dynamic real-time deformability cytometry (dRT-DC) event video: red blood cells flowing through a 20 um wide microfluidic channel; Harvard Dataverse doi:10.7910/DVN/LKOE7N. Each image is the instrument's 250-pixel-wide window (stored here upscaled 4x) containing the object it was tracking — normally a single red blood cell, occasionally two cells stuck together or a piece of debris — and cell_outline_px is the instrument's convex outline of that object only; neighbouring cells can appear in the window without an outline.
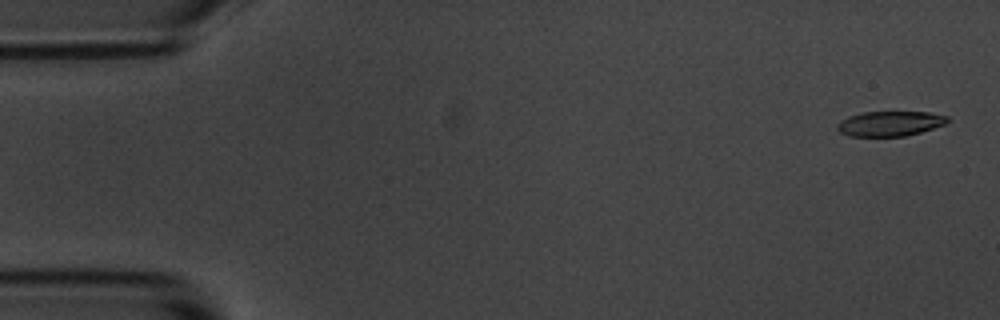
{"species": "common noctule bat (a hibernating species)", "species_latin": "Nyctalus noctula", "temperature_condition": "room temperature", "stored_images_in_passage": 55, "camera_frame_rate_fps": 3000, "um_per_image_px": 0.085, "animal": {"sex": "male", "body_mass_g": 20.1, "forearm_length_mm": 53.5}, "frame": {"image": 1, "passage_image": 2, "time_ms": 0.333, "image_size_px": [1000, 320], "cell_outline_px": [[948, 120], [944, 124], [920, 132], [904, 136], [848, 136], [840, 132], [836, 128], [836, 124], [840, 120], [848, 116], [864, 112], [928, 112], [948, 116]], "centroid_in_image_um": [75.59, 10.5], "position_along_channel_um": 9.4, "area_um2": 15.95}}
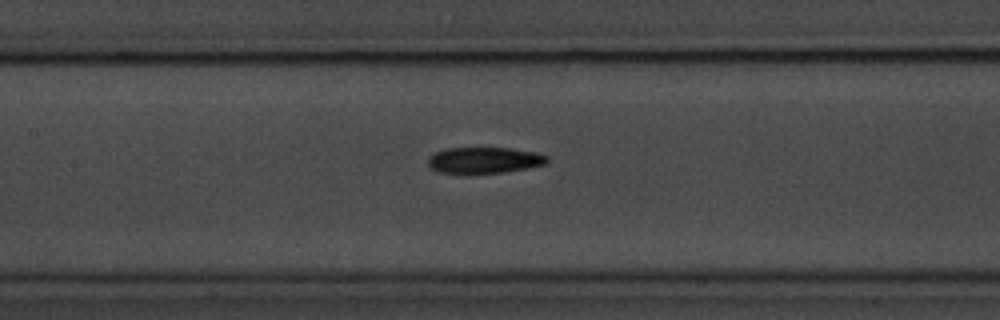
{"frame": {"image": 2, "passage_image": 25, "time_ms": 8.0, "image_size_px": [1000, 320], "cell_outline_px": [[548, 160], [544, 164], [524, 168], [500, 172], [468, 176], [436, 172], [428, 164], [428, 156], [444, 148], [512, 148], [536, 152], [548, 156]], "centroid_in_image_um": [41.07, 13.64], "position_along_channel_um": 166.3, "area_um2": 18.67}}
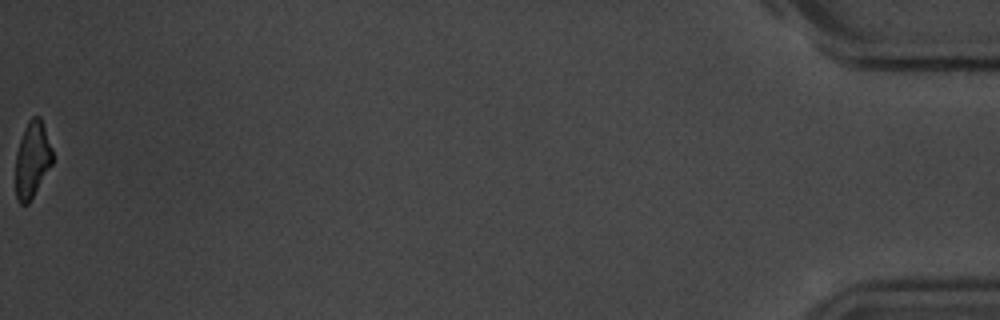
{"frame": {"image": 3, "passage_image": 55, "time_ms": 18.0, "image_size_px": [1000, 320], "cell_outline_px": [[52, 164], [28, 204], [20, 204], [16, 200], [16, 152], [24, 128], [28, 120], [32, 116], [40, 116], [52, 148]], "centroid_in_image_um": [2.73, 13.56], "position_along_channel_um": 432.5, "area_um2": 16.3}, "authors_computed_cell_mechanics": {"area_um2": 18.207, "velocity_mm_per_s": 3.6733, "shape_relaxation_time_tau1_ms": 4.3141, "shape_relaxation_time_tau2_ms": 5.5308, "deformation_change_tau1": 0.1523, "deformation_change_tau2": 0.1317}}